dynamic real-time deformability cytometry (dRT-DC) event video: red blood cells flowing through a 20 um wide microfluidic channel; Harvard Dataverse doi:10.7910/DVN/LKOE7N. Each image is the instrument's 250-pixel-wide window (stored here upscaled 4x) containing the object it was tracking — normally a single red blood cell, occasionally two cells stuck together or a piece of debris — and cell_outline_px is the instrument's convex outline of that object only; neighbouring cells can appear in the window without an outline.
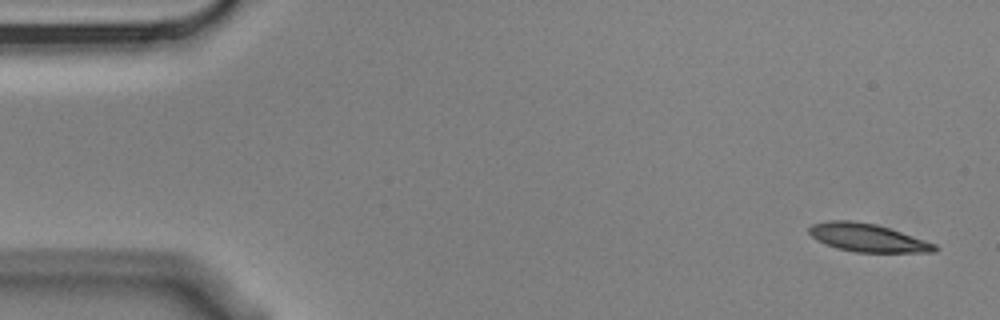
{"species": "Egyptian fruit bat (a non-hibernating species)", "species_latin": "Rousettus aegyptiacus", "temperature_condition": "cold", "stored_images_in_passage": 6, "camera_frame_rate_fps": 3000, "um_per_image_px": 0.085, "animal": {"sex": "male"}, "frame": {"image": 1, "passage_image": 1, "time_ms": 0.0, "image_size_px": [1000, 320], "cell_outline_px": [[940, 248], [936, 252], [856, 252], [836, 248], [816, 240], [808, 232], [808, 228], [812, 224], [828, 220], [852, 220], [876, 224], [936, 244]], "centroid_in_image_um": [73.71, 20.2], "position_along_channel_um": 11.3, "area_um2": 20.52}}
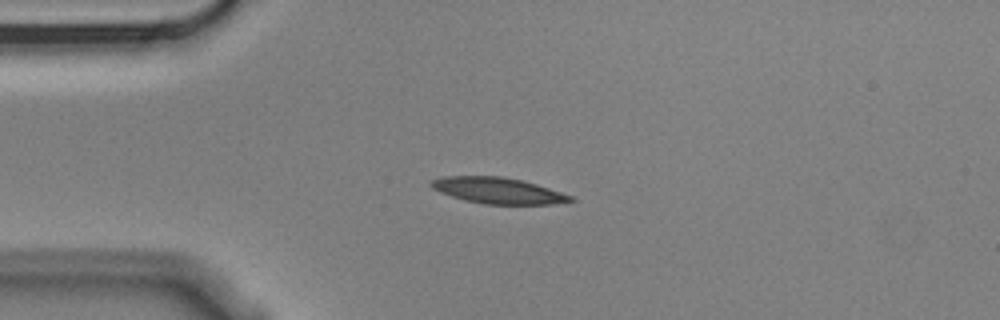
{"frame": {"image": 2, "passage_image": 4, "time_ms": 1.0, "image_size_px": [1000, 320], "cell_outline_px": [[576, 200], [568, 204], [484, 204], [464, 200], [440, 192], [432, 188], [428, 184], [432, 180], [444, 176], [500, 176], [520, 180], [536, 184], [572, 196]], "centroid_in_image_um": [42.36, 16.21], "position_along_channel_um": 42.6, "area_um2": 21.21}}
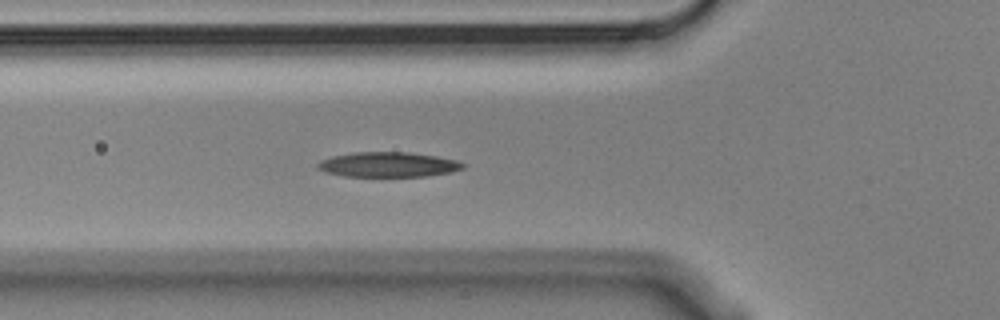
{"frame": {"image": 3, "passage_image": 6, "time_ms": 1.667, "image_size_px": [1000, 320], "cell_outline_px": [[464, 168], [452, 172], [428, 176], [344, 176], [324, 172], [316, 168], [316, 164], [320, 160], [332, 156], [356, 152], [408, 152], [436, 156], [456, 160], [464, 164]], "centroid_in_image_um": [32.97, 13.99], "position_along_channel_um": 92.8, "area_um2": 21.15}}